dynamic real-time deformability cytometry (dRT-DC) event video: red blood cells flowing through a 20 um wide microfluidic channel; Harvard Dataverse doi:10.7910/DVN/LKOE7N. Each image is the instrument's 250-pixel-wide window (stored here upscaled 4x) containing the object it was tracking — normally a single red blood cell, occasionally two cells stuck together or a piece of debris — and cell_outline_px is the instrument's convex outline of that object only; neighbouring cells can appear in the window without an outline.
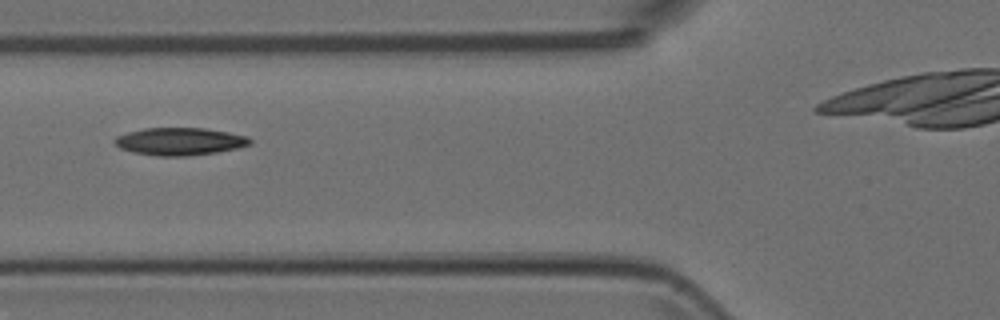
{"species": "Egyptian fruit bat (a non-hibernating species)", "species_latin": "Rousettus aegyptiacus", "temperature_condition": "room temperature", "stored_images_in_passage": 7, "camera_frame_rate_fps": 3000, "um_per_image_px": 0.085, "animal": {"sex": "female"}, "frame": {"image": 1, "passage_image": 4, "time_ms": 1.0, "image_size_px": [1000, 320], "cell_outline_px": [[252, 144], [240, 148], [216, 152], [184, 156], [160, 156], [132, 152], [120, 148], [112, 140], [116, 136], [128, 132], [144, 128], [204, 128], [228, 132], [248, 136], [252, 140]], "centroid_in_image_um": [15.3, 12.02], "position_along_channel_um": 110.5, "area_um2": 21.79}}
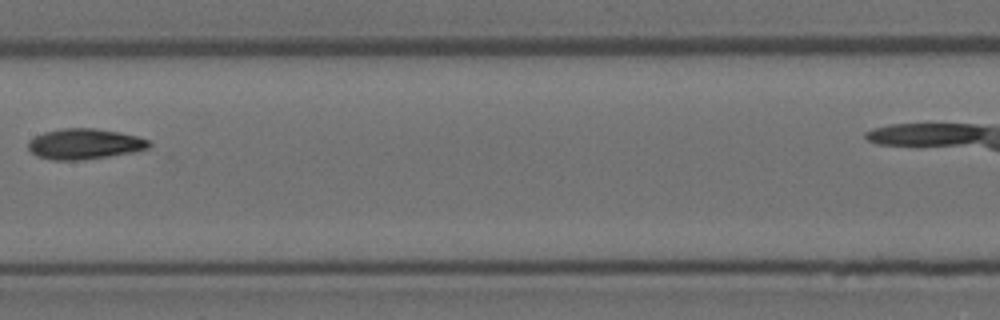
{"frame": {"image": 2, "passage_image": 6, "time_ms": 1.667, "image_size_px": [1000, 320], "cell_outline_px": [[152, 144], [148, 148], [132, 152], [108, 156], [80, 160], [52, 160], [36, 156], [28, 148], [28, 140], [44, 132], [64, 128], [92, 128], [120, 132], [136, 136], [148, 140]], "centroid_in_image_um": [7.16, 12.23], "position_along_channel_um": 200.2, "area_um2": 21.39}}
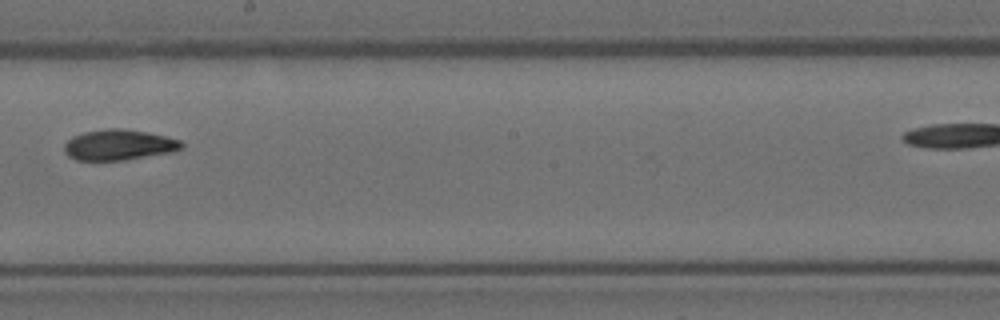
{"frame": {"image": 3, "passage_image": 7, "time_ms": 2.0, "image_size_px": [1000, 320], "cell_outline_px": [[184, 148], [176, 152], [124, 160], [76, 160], [68, 156], [64, 152], [64, 144], [72, 136], [84, 132], [108, 128], [120, 128], [144, 132], [164, 136], [180, 140], [184, 144]], "centroid_in_image_um": [10.12, 12.32], "position_along_channel_um": 238.1, "area_um2": 21.04}}